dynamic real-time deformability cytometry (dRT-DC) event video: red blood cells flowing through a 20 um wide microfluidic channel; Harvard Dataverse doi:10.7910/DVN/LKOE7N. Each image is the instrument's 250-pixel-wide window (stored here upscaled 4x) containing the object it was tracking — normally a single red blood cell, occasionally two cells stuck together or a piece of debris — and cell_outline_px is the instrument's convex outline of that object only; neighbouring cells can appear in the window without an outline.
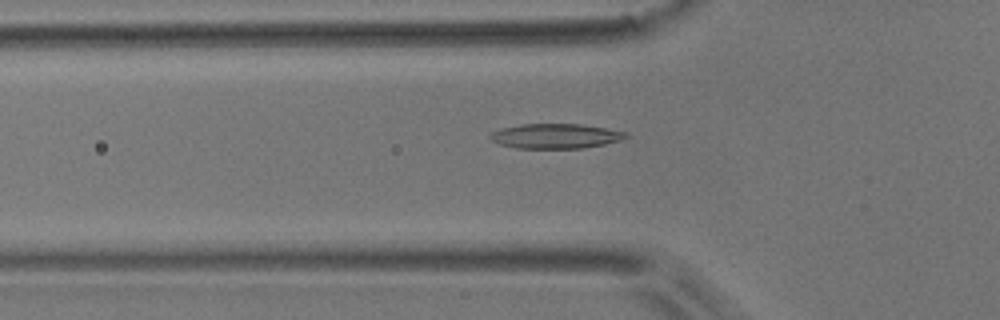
{"species": "common noctule bat (a hibernating species)", "species_latin": "Nyctalus noctula", "temperature_condition": "room temperature", "stored_images_in_passage": 39, "camera_frame_rate_fps": 3000, "um_per_image_px": 0.085, "animal": {"sex": "male", "body_mass_g": 17.9}, "frame": {"image": 1, "passage_image": 2, "time_ms": 0.333, "image_size_px": [1000, 320], "cell_outline_px": [[628, 136], [624, 140], [584, 148], [516, 148], [500, 144], [492, 140], [488, 136], [492, 132], [500, 128], [520, 124], [580, 124], [628, 132]], "centroid_in_image_um": [47.23, 11.56], "position_along_channel_um": 78.6, "area_um2": 19.65}}
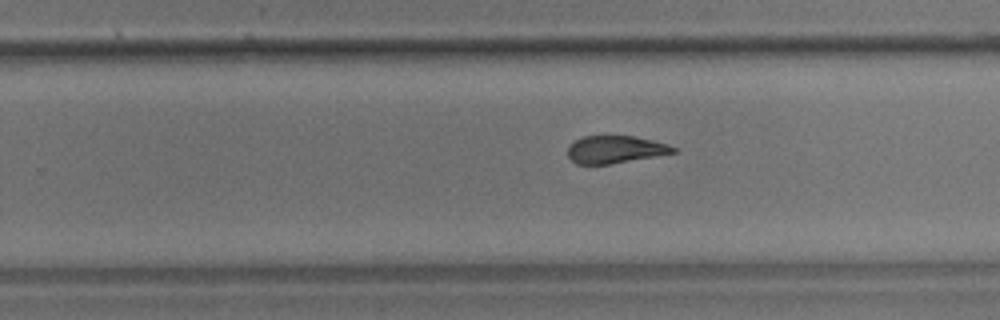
{"frame": {"image": 2, "passage_image": 18, "time_ms": 5.667, "image_size_px": [1000, 320], "cell_outline_px": [[676, 152], [656, 156], [608, 164], [576, 164], [568, 156], [568, 148], [576, 140], [584, 136], [632, 136], [652, 140], [676, 148]], "centroid_in_image_um": [52.27, 12.71], "position_along_channel_um": 277.5, "area_um2": 16.53}}
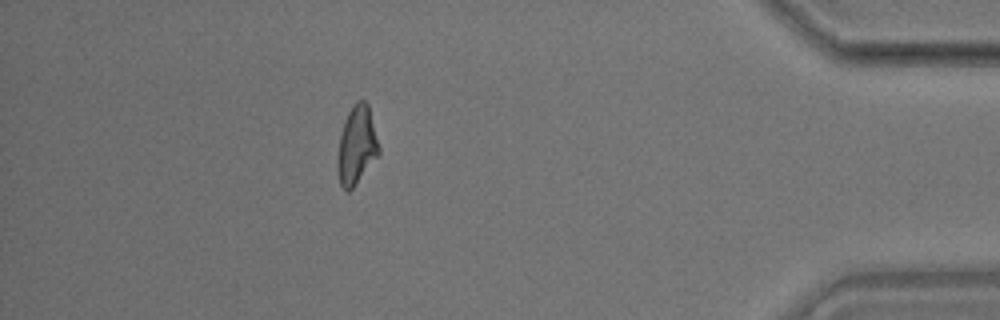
{"frame": {"image": 3, "passage_image": 32, "time_ms": 10.333, "image_size_px": [1000, 320], "cell_outline_px": [[380, 152], [352, 188], [348, 192], [344, 192], [340, 184], [336, 168], [336, 160], [340, 136], [344, 120], [352, 104], [356, 100], [364, 100], [368, 104], [380, 148]], "centroid_in_image_um": [30.28, 12.34], "position_along_channel_um": 404.9, "area_um2": 18.9}, "authors_computed_cell_mechanics": {"area_um2": 18.5538, "velocity_mm_per_s": 3.7154, "shape_relaxation_time_tau1_ms": 5.6574, "shape_relaxation_time_tau2_ms": 2.8639, "deformation_change_tau1": 0.1773, "deformation_change_tau2": 0.1135}}